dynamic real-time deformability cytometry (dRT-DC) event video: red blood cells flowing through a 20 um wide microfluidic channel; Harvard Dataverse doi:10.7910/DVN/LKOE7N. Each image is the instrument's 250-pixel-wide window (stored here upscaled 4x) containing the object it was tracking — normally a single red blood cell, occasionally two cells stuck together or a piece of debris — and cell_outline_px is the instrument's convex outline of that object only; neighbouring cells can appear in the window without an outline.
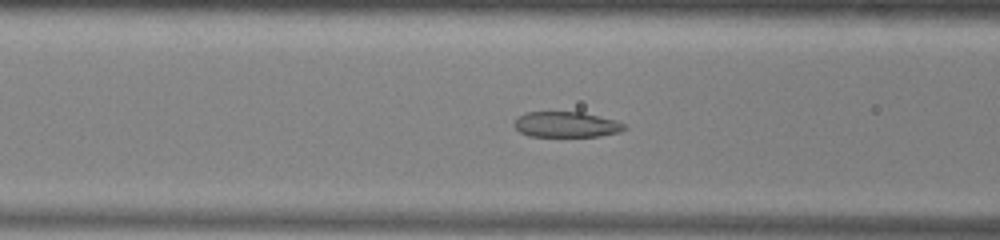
{"species": "common noctule bat (a hibernating species)", "species_latin": "Nyctalus noctula", "temperature_condition": "warm", "stored_images_in_passage": 52, "camera_frame_rate_fps": 3000, "um_per_image_px": 0.085, "animal": {"sex": "male", "body_mass_g": 13.0, "forearm_length_mm": 53.1}, "frame": {"image": 1, "passage_image": 20, "time_ms": 6.333, "image_size_px": [1000, 240], "cell_outline_px": [[628, 128], [620, 132], [600, 136], [528, 136], [520, 132], [512, 124], [520, 116], [528, 112], [584, 112], [616, 120], [624, 124]], "centroid_in_image_um": [48.17, 10.58], "position_along_channel_um": 118.4, "area_um2": 16.42}}
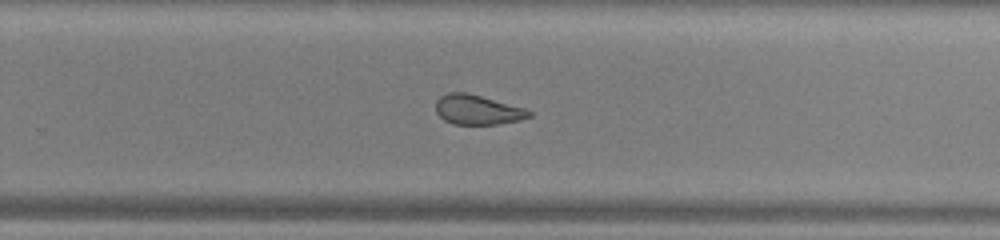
{"frame": {"image": 2, "passage_image": 33, "time_ms": 10.667, "image_size_px": [1000, 240], "cell_outline_px": [[532, 116], [520, 120], [496, 124], [452, 124], [444, 120], [436, 112], [436, 100], [440, 96], [448, 92], [468, 92], [524, 108], [532, 112]], "centroid_in_image_um": [40.57, 9.32], "position_along_channel_um": 289.2, "area_um2": 16.18}}
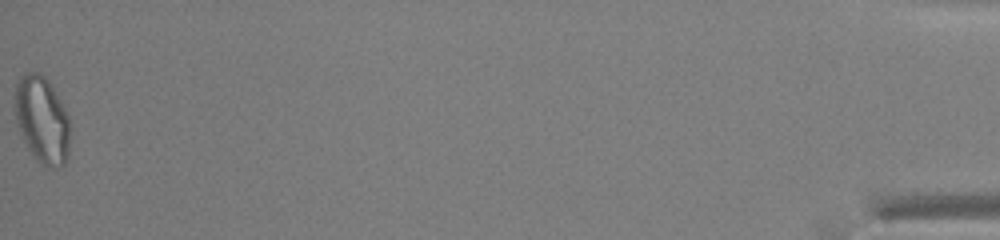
{"frame": {"image": 3, "passage_image": 52, "time_ms": 17.0, "image_size_px": [1000, 240], "cell_outline_px": [[72, 128], [68, 156], [64, 164], [48, 168], [40, 164], [36, 160], [28, 148], [20, 132], [16, 120], [16, 84], [20, 76], [24, 72], [40, 72], [48, 80], [60, 100], [68, 116]], "centroid_in_image_um": [3.61, 10.19], "position_along_channel_um": 431.6, "area_um2": 28.09}, "authors_computed_cell_mechanics": {"area_um2": 19.5942, "velocity_mm_per_s": 3.9451, "shape_relaxation_time_tau1_ms": null, "shape_relaxation_time_tau2_ms": 1.6485, "deformation_change_tau1": null, "deformation_change_tau2": 0.0767}}